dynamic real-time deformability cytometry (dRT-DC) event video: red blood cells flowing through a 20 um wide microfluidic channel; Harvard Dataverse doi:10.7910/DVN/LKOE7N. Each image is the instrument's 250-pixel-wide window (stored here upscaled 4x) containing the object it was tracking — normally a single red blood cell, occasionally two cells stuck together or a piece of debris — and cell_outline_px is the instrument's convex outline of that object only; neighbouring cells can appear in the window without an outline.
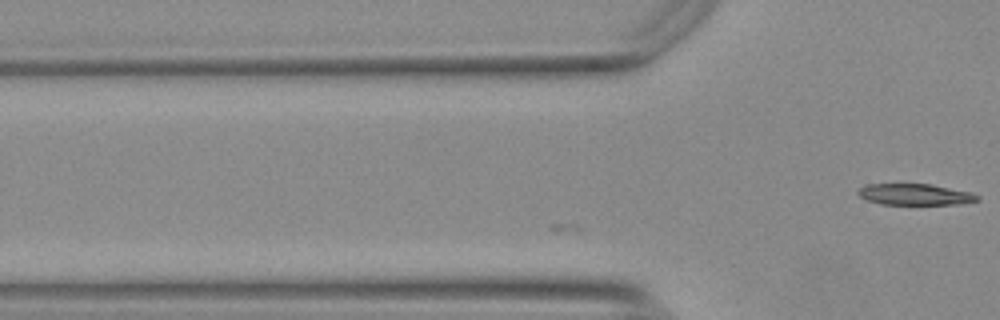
{"species": "Egyptian fruit bat (a non-hibernating species)", "species_latin": "Rousettus aegyptiacus", "temperature_condition": "warm", "stored_images_in_passage": 3, "camera_frame_rate_fps": 3000, "um_per_image_px": 0.085, "animal": {"sex": "female"}, "frame": {"image": 1, "passage_image": 3, "time_ms": 0.667, "image_size_px": [1000, 320], "cell_outline_px": [[980, 200], [956, 204], [880, 204], [868, 200], [860, 196], [856, 192], [860, 188], [868, 184], [932, 184], [968, 192], [980, 196]], "centroid_in_image_um": [77.76, 16.52], "position_along_channel_um": 48.0, "area_um2": 14.57}}